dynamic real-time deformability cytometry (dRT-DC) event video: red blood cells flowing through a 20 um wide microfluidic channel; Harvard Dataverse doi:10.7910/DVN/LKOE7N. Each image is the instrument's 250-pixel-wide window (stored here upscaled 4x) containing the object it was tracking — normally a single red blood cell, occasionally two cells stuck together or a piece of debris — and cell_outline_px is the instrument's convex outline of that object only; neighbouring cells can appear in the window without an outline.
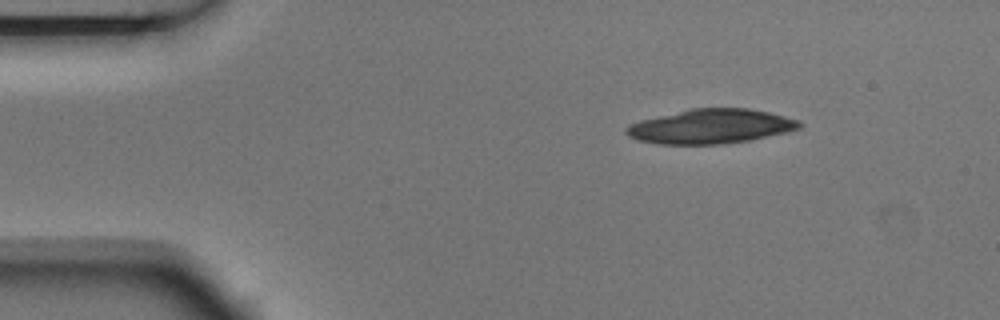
{"species": "Egyptian fruit bat (a non-hibernating species)", "species_latin": "Rousettus aegyptiacus", "temperature_condition": "room temperature", "stored_images_in_passage": 3, "camera_frame_rate_fps": 3000, "um_per_image_px": 0.085, "animal": {"sex": "male"}, "frame": {"image": 1, "passage_image": 1, "time_ms": 0.0, "image_size_px": [1000, 320], "cell_outline_px": [[804, 124], [800, 128], [752, 140], [720, 144], [656, 144], [636, 140], [628, 136], [624, 132], [624, 128], [628, 124], [640, 120], [688, 108], [748, 108], [768, 112], [800, 120]], "centroid_in_image_um": [60.36, 10.74], "position_along_channel_um": 24.6, "area_um2": 35.08}}